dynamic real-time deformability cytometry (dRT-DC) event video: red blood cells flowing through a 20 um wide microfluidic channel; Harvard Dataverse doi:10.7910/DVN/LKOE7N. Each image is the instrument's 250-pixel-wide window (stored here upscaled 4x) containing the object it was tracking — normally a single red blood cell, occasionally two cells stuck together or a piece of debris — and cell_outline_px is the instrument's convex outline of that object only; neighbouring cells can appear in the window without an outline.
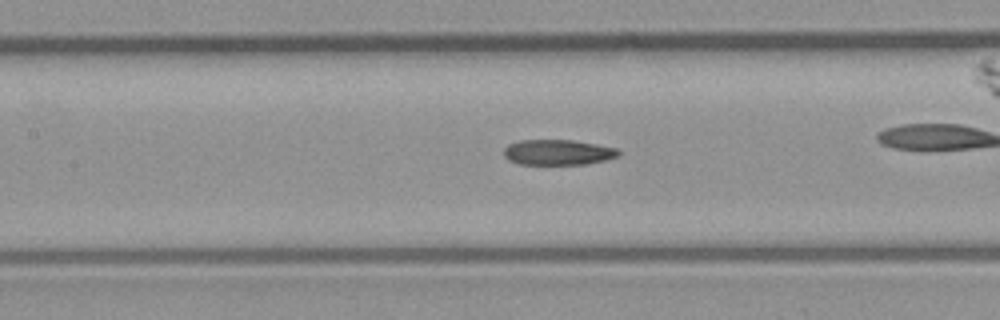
{"species": "common noctule bat (a hibernating species)", "species_latin": "Nyctalus noctula", "temperature_condition": "room temperature", "stored_images_in_passage": 42, "camera_frame_rate_fps": 3000, "um_per_image_px": 0.085, "animal": {"sex": "male", "body_mass_g": 23.1, "forearm_length_mm": 52.7}, "frame": {"image": 1, "passage_image": 24, "time_ms": 7.667, "image_size_px": [1000, 320], "cell_outline_px": [[620, 156], [588, 164], [520, 164], [508, 160], [504, 156], [504, 148], [508, 144], [520, 140], [572, 140], [596, 144], [616, 148], [620, 152]], "centroid_in_image_um": [47.41, 12.94], "position_along_channel_um": 160.0, "area_um2": 16.99}}
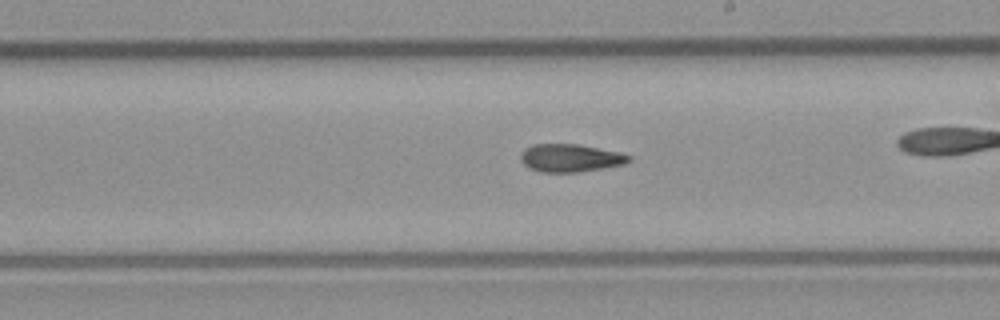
{"frame": {"image": 2, "passage_image": 30, "time_ms": 9.667, "image_size_px": [1000, 320], "cell_outline_px": [[632, 160], [624, 164], [604, 168], [580, 172], [540, 172], [528, 168], [520, 160], [520, 152], [524, 148], [532, 144], [576, 144], [620, 152], [632, 156]], "centroid_in_image_um": [48.46, 13.43], "position_along_channel_um": 240.5, "area_um2": 17.8}}
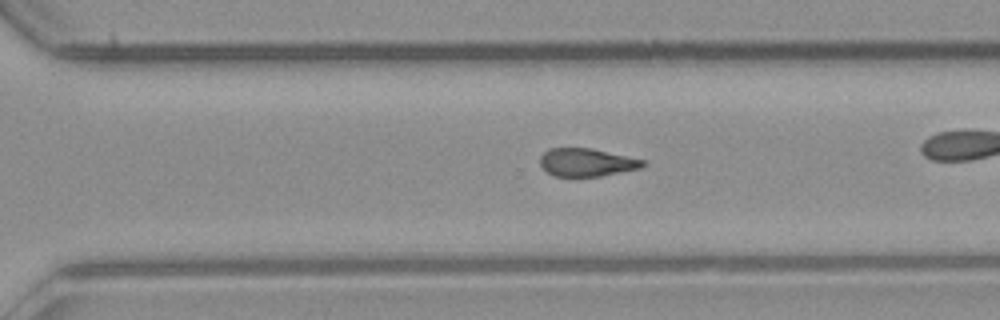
{"frame": {"image": 3, "passage_image": 36, "time_ms": 11.667, "image_size_px": [1000, 320], "cell_outline_px": [[644, 164], [640, 168], [600, 176], [556, 176], [548, 172], [540, 164], [540, 156], [548, 148], [592, 148], [644, 160]], "centroid_in_image_um": [49.84, 13.79], "position_along_channel_um": 320.8, "area_um2": 16.53}, "authors_computed_cell_mechanics": {"area_um2": 17.8602, "velocity_mm_per_s": 4.0364, "shape_relaxation_time_tau1_ms": null, "shape_relaxation_time_tau2_ms": 7.3249, "deformation_change_tau1": null, "deformation_change_tau2": 0.1757}}